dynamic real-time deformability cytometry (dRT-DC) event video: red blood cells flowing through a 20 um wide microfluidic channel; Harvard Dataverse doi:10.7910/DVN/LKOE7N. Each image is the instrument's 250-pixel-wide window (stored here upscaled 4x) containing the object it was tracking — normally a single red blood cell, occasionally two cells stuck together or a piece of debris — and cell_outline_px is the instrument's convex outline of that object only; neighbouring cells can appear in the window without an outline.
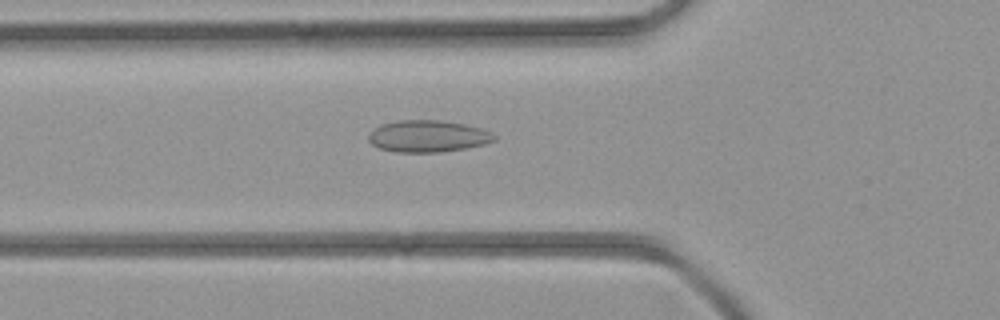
{"species": "common noctule bat (a hibernating species)", "species_latin": "Nyctalus noctula", "temperature_condition": "room temperature", "stored_images_in_passage": 32, "camera_frame_rate_fps": 3000, "um_per_image_px": 0.085, "animal": {"sex": "female", "body_mass_g": 21.9}, "frame": {"image": 1, "passage_image": 4, "time_ms": 1.0, "image_size_px": [1000, 320], "cell_outline_px": [[496, 140], [484, 144], [464, 148], [440, 152], [396, 152], [380, 148], [372, 144], [368, 140], [368, 136], [376, 128], [384, 124], [400, 120], [440, 120], [464, 124], [480, 128], [492, 132], [496, 136]], "centroid_in_image_um": [36.4, 11.58], "position_along_channel_um": 89.4, "area_um2": 23.06}}
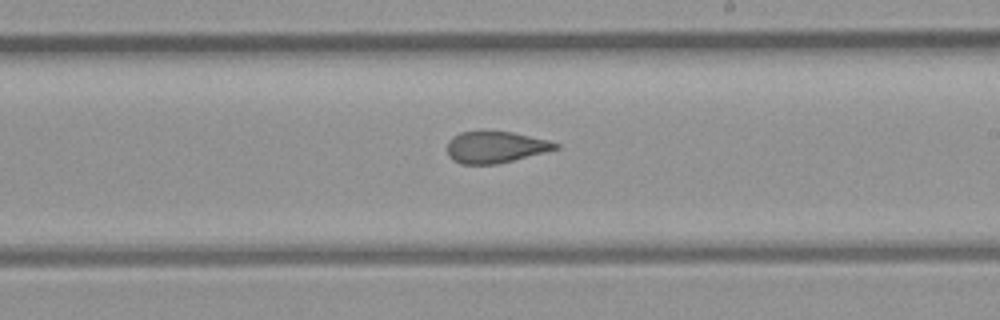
{"frame": {"image": 2, "passage_image": 14, "time_ms": 4.333, "image_size_px": [1000, 320], "cell_outline_px": [[560, 148], [496, 164], [460, 164], [452, 160], [448, 156], [448, 140], [460, 132], [512, 132], [548, 140], [560, 144]], "centroid_in_image_um": [42.1, 12.51], "position_along_channel_um": 246.9, "area_um2": 19.65}}
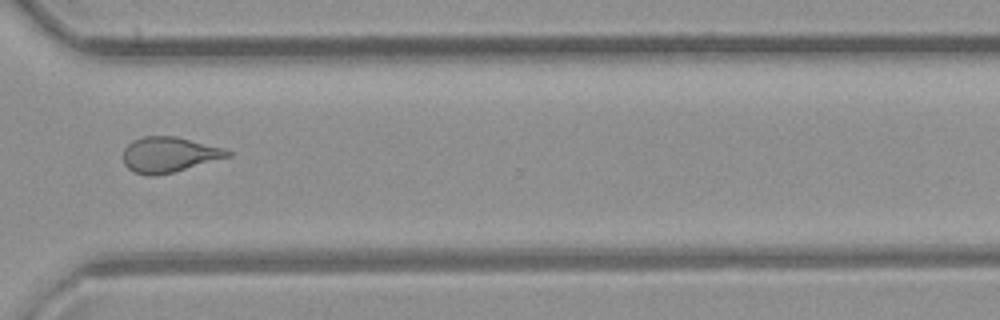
{"frame": {"image": 3, "passage_image": 21, "time_ms": 6.667, "image_size_px": [1000, 320], "cell_outline_px": [[232, 156], [172, 172], [156, 176], [148, 176], [132, 172], [124, 164], [124, 148], [132, 140], [144, 136], [176, 136], [224, 148], [232, 152]], "centroid_in_image_um": [14.36, 13.14], "position_along_channel_um": 356.2, "area_um2": 21.56}}